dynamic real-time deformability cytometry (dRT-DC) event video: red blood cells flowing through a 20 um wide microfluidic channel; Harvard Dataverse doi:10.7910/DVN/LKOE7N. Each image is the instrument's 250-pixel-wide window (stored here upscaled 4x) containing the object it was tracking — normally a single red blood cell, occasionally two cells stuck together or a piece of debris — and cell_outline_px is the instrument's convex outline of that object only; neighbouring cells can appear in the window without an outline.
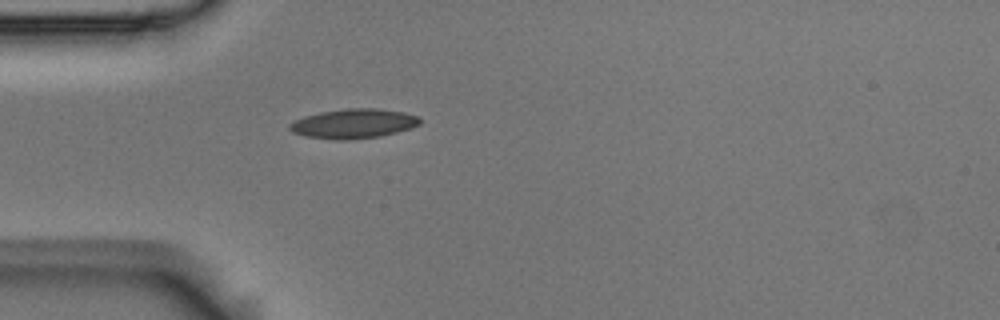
{"species": "Egyptian fruit bat (a non-hibernating species)", "species_latin": "Rousettus aegyptiacus", "temperature_condition": "room temperature", "stored_images_in_passage": 1, "camera_frame_rate_fps": 3000, "um_per_image_px": 0.085, "animal": {"sex": "male"}, "frame": {"image": 1, "passage_image": 1, "time_ms": 0.0, "image_size_px": [1000, 320], "cell_outline_px": [[420, 124], [396, 132], [380, 136], [348, 140], [336, 140], [304, 136], [292, 132], [288, 128], [288, 124], [304, 116], [320, 112], [348, 108], [376, 108], [404, 112], [416, 116], [420, 120]], "centroid_in_image_um": [30.0, 10.51], "position_along_channel_um": 55.0, "area_um2": 22.31}}